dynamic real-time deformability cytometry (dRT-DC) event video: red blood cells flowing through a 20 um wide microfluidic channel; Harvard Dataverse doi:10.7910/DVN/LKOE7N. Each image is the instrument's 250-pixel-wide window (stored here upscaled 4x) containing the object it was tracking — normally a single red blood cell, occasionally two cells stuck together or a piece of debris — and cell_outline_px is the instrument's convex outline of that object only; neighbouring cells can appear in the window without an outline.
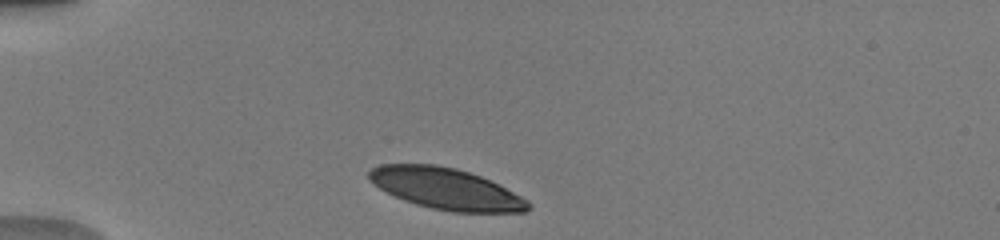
{"species": "human", "species_latin": "Homo sapiens", "temperature_condition": "warm", "stored_images_in_passage": 35, "camera_frame_rate_fps": 3000, "um_per_image_px": 0.085, "donor": {"sex": "male"}, "frame": {"image": 1, "passage_image": 2, "time_ms": 0.333, "image_size_px": [1000, 240], "cell_outline_px": [[532, 208], [524, 212], [452, 212], [432, 208], [416, 204], [404, 200], [380, 188], [368, 180], [368, 172], [372, 168], [380, 164], [436, 164], [456, 168], [480, 176], [528, 200], [532, 204]], "centroid_in_image_um": [37.9, 16.04], "position_along_channel_um": 47.1, "area_um2": 37.97}}
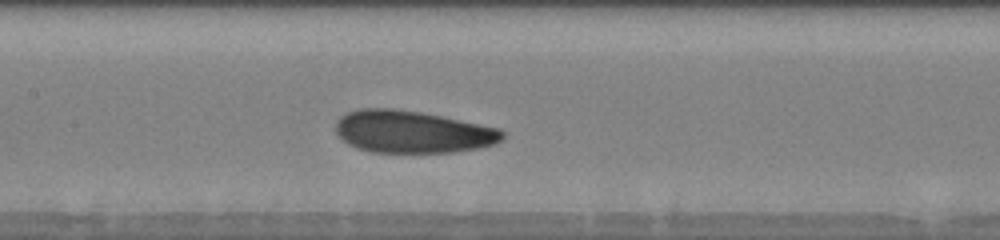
{"frame": {"image": 2, "passage_image": 14, "time_ms": 4.333, "image_size_px": [1000, 240], "cell_outline_px": [[504, 136], [496, 144], [480, 148], [452, 152], [372, 152], [356, 148], [348, 144], [336, 132], [336, 120], [340, 116], [348, 112], [360, 108], [396, 108], [420, 112], [440, 116], [496, 128], [504, 132]], "centroid_in_image_um": [35.01, 11.2], "position_along_channel_um": 172.4, "area_um2": 40.86}}
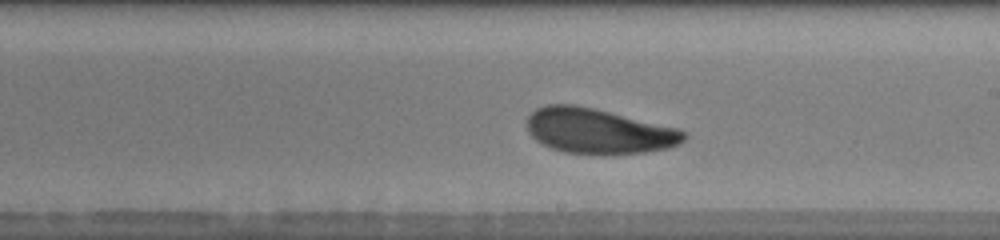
{"frame": {"image": 3, "passage_image": 19, "time_ms": 6.0, "image_size_px": [1000, 240], "cell_outline_px": [[688, 136], [680, 144], [668, 148], [644, 152], [608, 156], [564, 152], [552, 148], [536, 140], [528, 132], [528, 116], [536, 108], [548, 104], [572, 104], [592, 108], [676, 128], [684, 132]], "centroid_in_image_um": [50.86, 11.17], "position_along_channel_um": 238.1, "area_um2": 41.27}, "authors_computed_cell_mechanics": {"area_um2": 40.8646, "velocity_mm_per_s": 3.9551, "shape_relaxation_time_tau1_ms": 3.5388, "shape_relaxation_time_tau2_ms": 5.325, "deformation_change_tau1": 0.1387, "deformation_change_tau2": 0.1432}}